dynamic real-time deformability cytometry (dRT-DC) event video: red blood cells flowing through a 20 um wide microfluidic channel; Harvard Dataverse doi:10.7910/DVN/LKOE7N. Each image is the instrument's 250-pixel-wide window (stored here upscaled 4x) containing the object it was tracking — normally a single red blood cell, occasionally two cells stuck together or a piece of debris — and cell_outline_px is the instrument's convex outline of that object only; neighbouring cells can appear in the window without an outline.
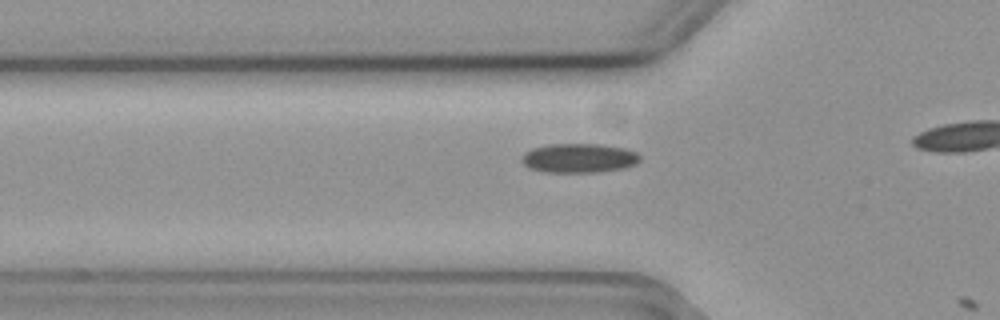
{"species": "common noctule bat (a hibernating species)", "species_latin": "Nyctalus noctula", "temperature_condition": "cold", "stored_images_in_passage": 10, "camera_frame_rate_fps": 3000, "um_per_image_px": 0.085, "animal": {"sex": "female", "body_mass_g": 19.3, "forearm_length_mm": 54.1}, "frame": {"image": 1, "passage_image": 9, "time_ms": 2.667, "image_size_px": [1000, 320], "cell_outline_px": [[640, 160], [636, 164], [624, 168], [600, 172], [544, 172], [528, 168], [520, 160], [524, 152], [532, 148], [548, 144], [604, 144], [624, 148], [636, 152], [640, 156]], "centroid_in_image_um": [49.2, 13.44], "position_along_channel_um": 76.6, "area_um2": 20.4}}